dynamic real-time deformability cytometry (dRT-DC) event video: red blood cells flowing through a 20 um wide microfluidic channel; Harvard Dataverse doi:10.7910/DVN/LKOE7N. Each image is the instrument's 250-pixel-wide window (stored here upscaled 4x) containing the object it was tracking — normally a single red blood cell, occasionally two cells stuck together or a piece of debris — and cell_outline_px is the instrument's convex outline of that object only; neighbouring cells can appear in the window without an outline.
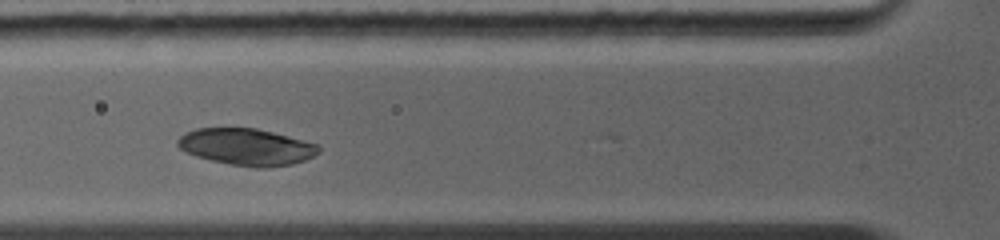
{"species": "common noctule bat (a hibernating species)", "species_latin": "Nyctalus noctula", "temperature_condition": "warm", "stored_images_in_passage": 24, "camera_frame_rate_fps": 5000, "um_per_image_px": 0.085, "animal": {"sex": "female", "body_mass_g": 19.0, "forearm_length_mm": 56.7}, "frame": {"image": 1, "passage_image": 2, "time_ms": 0.4, "image_size_px": [1000, 240], "cell_outline_px": [[320, 152], [304, 160], [292, 164], [264, 168], [256, 168], [232, 164], [212, 160], [196, 156], [184, 152], [176, 144], [176, 140], [184, 132], [196, 128], [256, 128], [320, 144]], "centroid_in_image_um": [20.94, 12.48], "position_along_channel_um": 104.9, "area_um2": 30.23}}
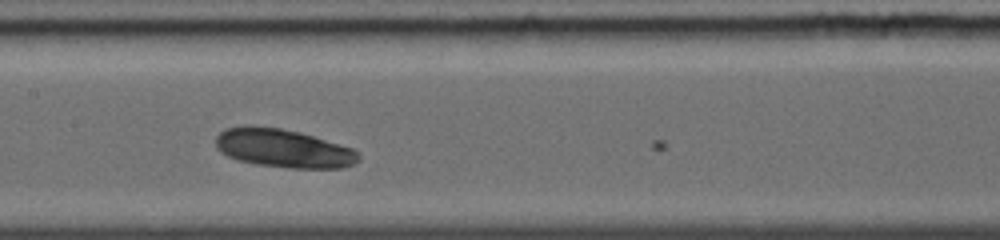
{"frame": {"image": 2, "passage_image": 7, "time_ms": 2.2, "image_size_px": [1000, 240], "cell_outline_px": [[360, 160], [344, 168], [288, 168], [256, 164], [240, 160], [228, 156], [220, 152], [216, 148], [216, 136], [224, 128], [244, 124], [248, 124], [280, 128], [312, 136], [352, 148], [360, 152]], "centroid_in_image_um": [24.05, 12.6], "position_along_channel_um": 183.3, "area_um2": 32.19}}
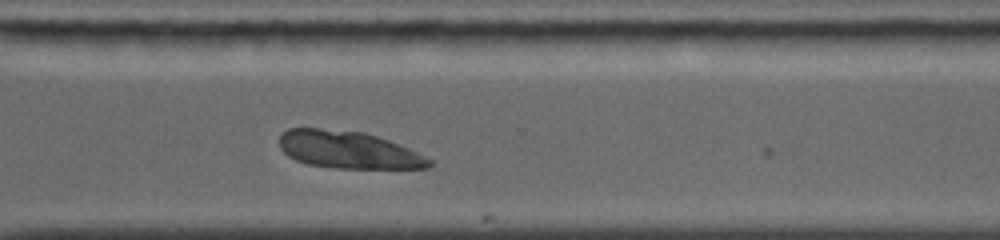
{"frame": {"image": 3, "passage_image": 17, "time_ms": 5.8, "image_size_px": [1000, 240], "cell_outline_px": [[432, 164], [428, 168], [336, 168], [308, 164], [296, 160], [288, 156], [280, 148], [280, 136], [288, 128], [320, 128], [364, 132], [388, 140], [408, 148], [432, 160]], "centroid_in_image_um": [29.58, 12.73], "position_along_channel_um": 341.0, "area_um2": 32.37}}